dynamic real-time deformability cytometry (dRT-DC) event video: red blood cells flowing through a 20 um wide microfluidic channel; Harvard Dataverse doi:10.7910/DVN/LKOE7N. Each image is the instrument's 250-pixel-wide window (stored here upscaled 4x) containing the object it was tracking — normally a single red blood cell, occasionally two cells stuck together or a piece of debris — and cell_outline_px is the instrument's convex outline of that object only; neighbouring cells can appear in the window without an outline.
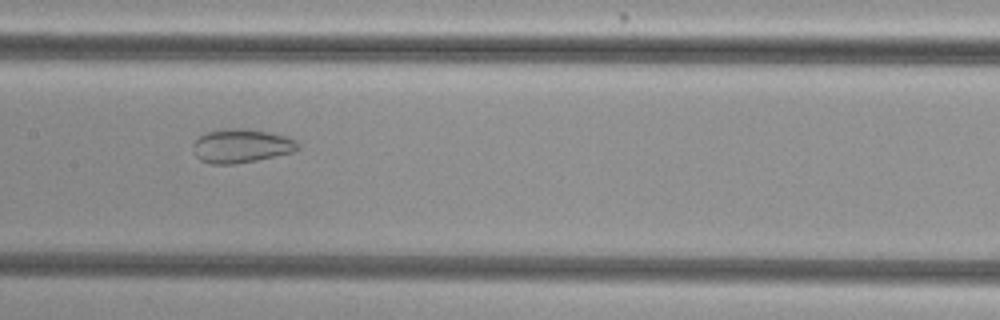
{"species": "common noctule bat (a hibernating species)", "species_latin": "Nyctalus noctula", "temperature_condition": "cold", "stored_images_in_passage": 37, "camera_frame_rate_fps": 3000, "um_per_image_px": 0.085, "animal": {"sex": "female", "body_mass_g": 29.2, "forearm_length_mm": 56.3}, "frame": {"image": 1, "passage_image": 21, "time_ms": 6.667, "image_size_px": [1000, 320], "cell_outline_px": [[300, 148], [296, 152], [256, 160], [232, 164], [212, 164], [200, 160], [196, 156], [192, 148], [192, 144], [200, 136], [208, 132], [228, 128], [248, 128], [288, 136], [296, 140], [300, 144]], "centroid_in_image_um": [20.55, 12.4], "position_along_channel_um": 186.8, "area_um2": 20.87}}
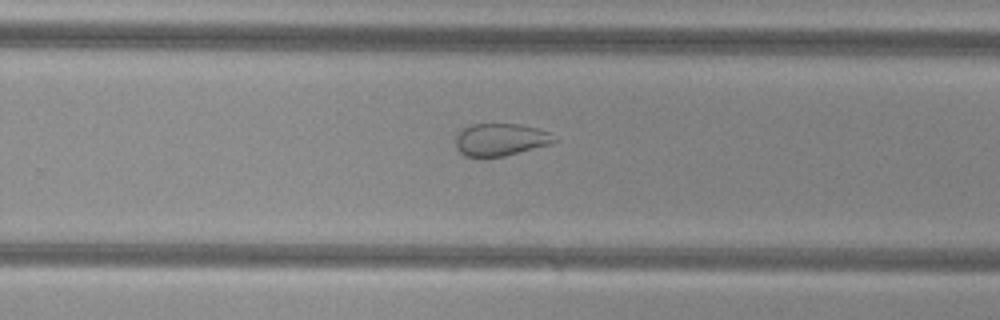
{"frame": {"image": 2, "passage_image": 29, "time_ms": 9.333, "image_size_px": [1000, 320], "cell_outline_px": [[560, 140], [552, 144], [504, 156], [484, 160], [464, 156], [456, 148], [456, 132], [468, 124], [520, 124], [536, 128], [548, 132]], "centroid_in_image_um": [42.5, 11.9], "position_along_channel_um": 287.3, "area_um2": 19.36}}
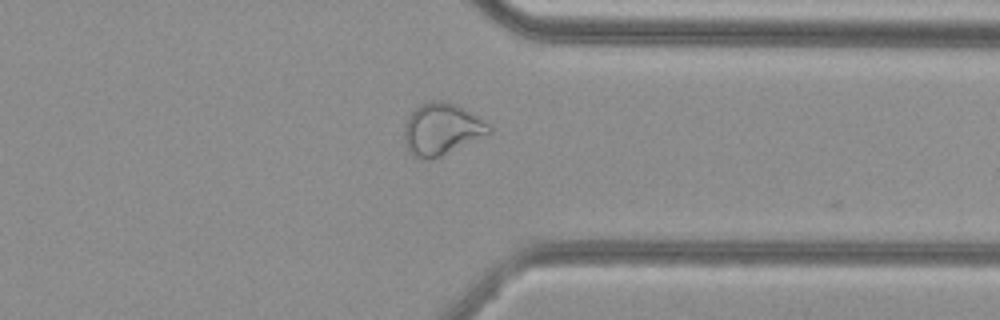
{"frame": {"image": 3, "passage_image": 36, "time_ms": 11.667, "image_size_px": [1000, 320], "cell_outline_px": [[492, 132], [432, 160], [420, 160], [408, 152], [404, 140], [404, 128], [408, 116], [420, 104], [428, 100], [444, 100], [456, 104], [476, 116], [488, 124], [492, 128]], "centroid_in_image_um": [37.49, 10.98], "position_along_channel_um": 373.9, "area_um2": 25.61}}